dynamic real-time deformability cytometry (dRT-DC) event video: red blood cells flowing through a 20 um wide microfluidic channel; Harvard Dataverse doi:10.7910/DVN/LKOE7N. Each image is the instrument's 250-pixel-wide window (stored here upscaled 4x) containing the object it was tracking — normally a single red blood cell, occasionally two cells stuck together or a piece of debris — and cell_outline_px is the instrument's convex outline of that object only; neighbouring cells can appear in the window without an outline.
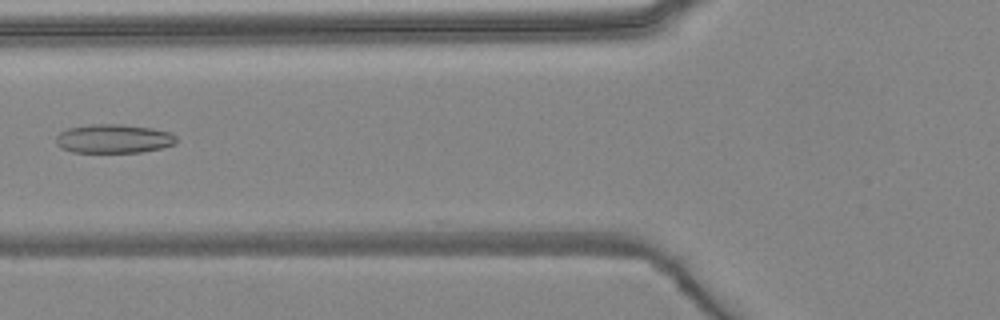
{"species": "common noctule bat (a hibernating species)", "species_latin": "Nyctalus noctula", "temperature_condition": "warm", "stored_images_in_passage": 8, "camera_frame_rate_fps": 3000, "um_per_image_px": 0.085, "animal": {"sex": "female", "body_mass_g": 24.6, "forearm_length_mm": 56.2}, "frame": {"image": 1, "passage_image": 8, "time_ms": 8.333, "image_size_px": [1000, 320], "cell_outline_px": [[176, 144], [164, 148], [140, 152], [72, 152], [60, 148], [56, 144], [56, 136], [60, 132], [68, 128], [92, 124], [124, 124], [152, 128], [172, 132], [176, 136]], "centroid_in_image_um": [9.68, 11.79], "position_along_channel_um": 116.1, "area_um2": 20.52}}